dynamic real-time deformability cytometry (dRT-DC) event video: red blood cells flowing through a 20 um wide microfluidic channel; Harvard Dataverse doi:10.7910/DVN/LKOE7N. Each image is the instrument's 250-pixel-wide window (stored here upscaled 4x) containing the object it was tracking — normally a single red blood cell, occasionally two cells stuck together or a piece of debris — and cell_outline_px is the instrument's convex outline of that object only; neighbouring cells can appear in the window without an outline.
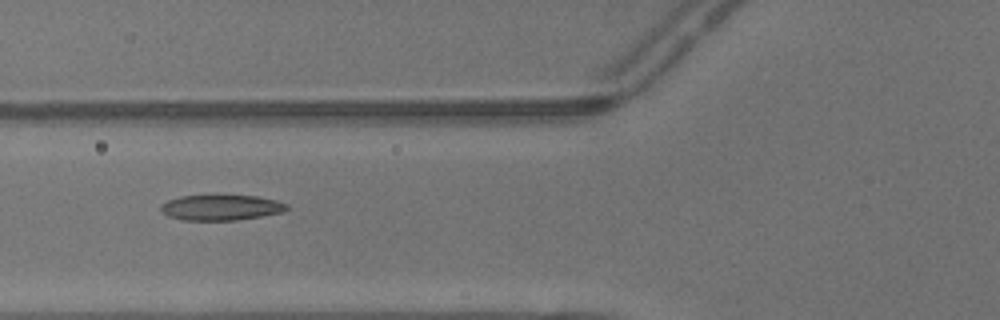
{"species": "common noctule bat (a hibernating species)", "species_latin": "Nyctalus noctula", "temperature_condition": "warm", "stored_images_in_passage": 2, "camera_frame_rate_fps": 3000, "um_per_image_px": 0.085, "animal": {"sex": "male", "body_mass_g": 13.3}, "frame": {"image": 1, "passage_image": 2, "time_ms": 0.333, "image_size_px": [1000, 320], "cell_outline_px": [[288, 208], [284, 212], [236, 220], [184, 220], [168, 216], [160, 208], [160, 204], [168, 200], [180, 196], [260, 196], [276, 200], [288, 204]], "centroid_in_image_um": [18.81, 17.64], "position_along_channel_um": 107.0, "area_um2": 18.55}}